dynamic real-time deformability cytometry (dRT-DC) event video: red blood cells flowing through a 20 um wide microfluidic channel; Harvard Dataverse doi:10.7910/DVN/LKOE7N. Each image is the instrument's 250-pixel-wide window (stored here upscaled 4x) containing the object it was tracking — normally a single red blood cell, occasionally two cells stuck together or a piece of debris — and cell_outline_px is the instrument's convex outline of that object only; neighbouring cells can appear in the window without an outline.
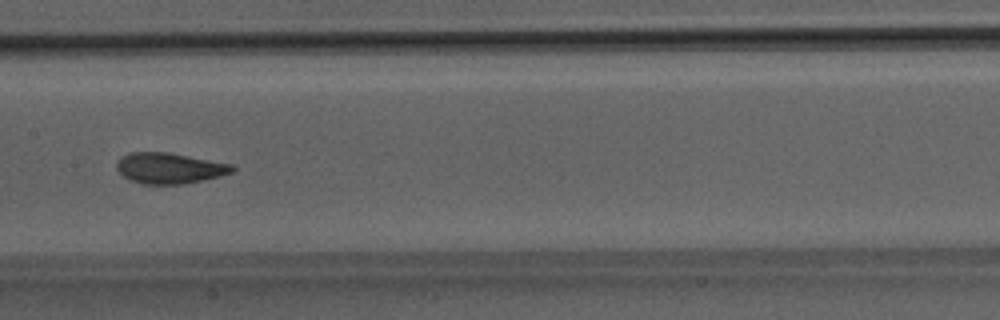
{"species": "Egyptian fruit bat (a non-hibernating species)", "species_latin": "Rousettus aegyptiacus", "temperature_condition": "room temperature", "stored_images_in_passage": 6, "camera_frame_rate_fps": 3000, "um_per_image_px": 0.085, "animal": {"sex": "male"}, "frame": {"image": 1, "passage_image": 6, "time_ms": 6.333, "image_size_px": [1000, 320], "cell_outline_px": [[236, 168], [232, 172], [220, 176], [184, 184], [140, 184], [128, 180], [116, 168], [116, 164], [120, 156], [128, 152], [168, 152], [232, 164]], "centroid_in_image_um": [14.37, 14.29], "position_along_channel_um": 193.0, "area_um2": 20.87}}